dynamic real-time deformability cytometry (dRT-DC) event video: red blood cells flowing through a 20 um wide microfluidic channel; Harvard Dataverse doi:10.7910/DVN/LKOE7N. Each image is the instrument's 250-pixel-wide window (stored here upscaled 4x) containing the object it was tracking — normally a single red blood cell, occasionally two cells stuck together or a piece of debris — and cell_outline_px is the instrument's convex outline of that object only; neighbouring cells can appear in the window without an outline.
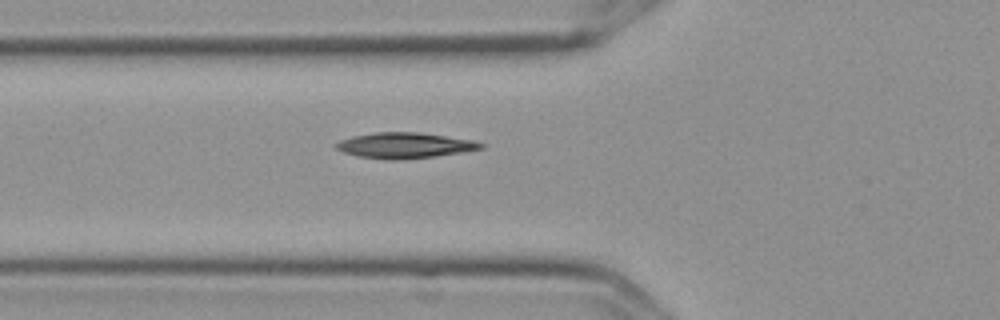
{"species": "Egyptian fruit bat (a non-hibernating species)", "species_latin": "Rousettus aegyptiacus", "temperature_condition": "cold", "stored_images_in_passage": 2, "camera_frame_rate_fps": 3000, "um_per_image_px": 0.085, "frame": {"image": 1, "passage_image": 2, "time_ms": 0.333, "image_size_px": [1000, 320], "cell_outline_px": [[484, 148], [464, 152], [436, 156], [392, 160], [388, 160], [356, 156], [344, 152], [336, 148], [336, 144], [340, 140], [352, 136], [376, 132], [420, 132], [472, 140], [484, 144]], "centroid_in_image_um": [34.4, 12.36], "position_along_channel_um": 91.4, "area_um2": 21.56}}